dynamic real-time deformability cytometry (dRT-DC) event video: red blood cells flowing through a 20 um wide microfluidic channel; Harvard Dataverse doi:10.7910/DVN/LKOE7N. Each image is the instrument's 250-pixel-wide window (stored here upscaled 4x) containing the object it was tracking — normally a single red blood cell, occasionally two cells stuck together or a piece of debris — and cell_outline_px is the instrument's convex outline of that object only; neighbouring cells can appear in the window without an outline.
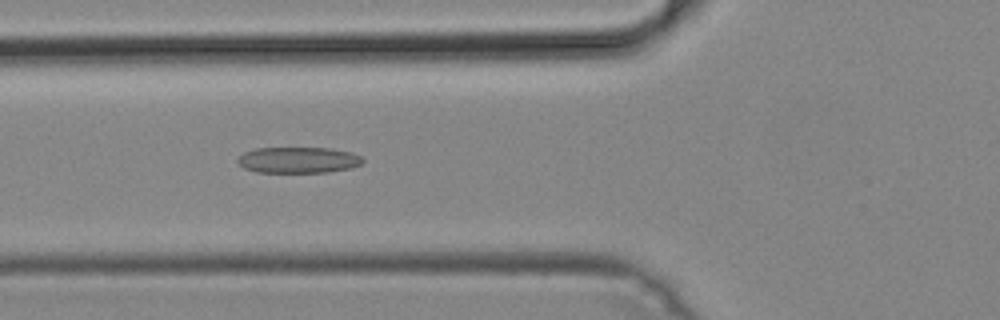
{"species": "common noctule bat (a hibernating species)", "species_latin": "Nyctalus noctula", "temperature_condition": "cold", "stored_images_in_passage": 8, "camera_frame_rate_fps": 3000, "um_per_image_px": 0.085, "animal": {"sex": "male", "body_mass_g": 19.2, "forearm_length_mm": 51.8}, "frame": {"image": 1, "passage_image": 4, "time_ms": 1.0, "image_size_px": [1000, 320], "cell_outline_px": [[364, 160], [360, 164], [352, 168], [328, 172], [256, 172], [244, 168], [236, 160], [244, 152], [256, 148], [332, 148], [352, 152], [360, 156]], "centroid_in_image_um": [25.37, 13.6], "position_along_channel_um": 100.4, "area_um2": 19.02}}
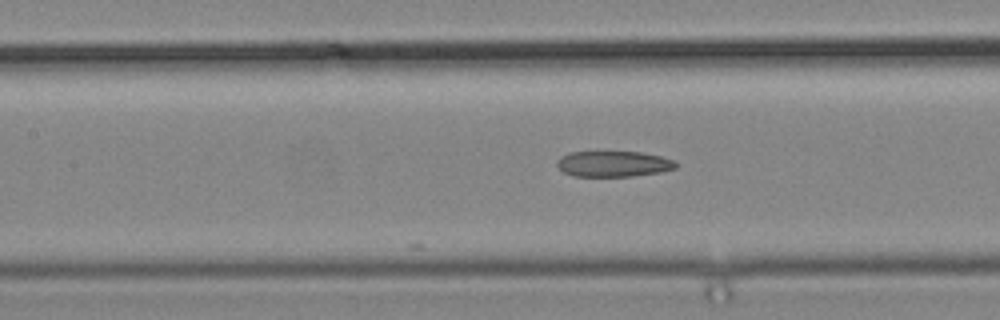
{"frame": {"image": 2, "passage_image": 8, "time_ms": 2.333, "image_size_px": [1000, 320], "cell_outline_px": [[676, 168], [660, 172], [632, 176], [572, 176], [564, 172], [556, 164], [556, 160], [560, 156], [568, 152], [640, 152], [660, 156], [676, 160]], "centroid_in_image_um": [52.12, 13.92], "position_along_channel_um": 155.3, "area_um2": 17.86}}